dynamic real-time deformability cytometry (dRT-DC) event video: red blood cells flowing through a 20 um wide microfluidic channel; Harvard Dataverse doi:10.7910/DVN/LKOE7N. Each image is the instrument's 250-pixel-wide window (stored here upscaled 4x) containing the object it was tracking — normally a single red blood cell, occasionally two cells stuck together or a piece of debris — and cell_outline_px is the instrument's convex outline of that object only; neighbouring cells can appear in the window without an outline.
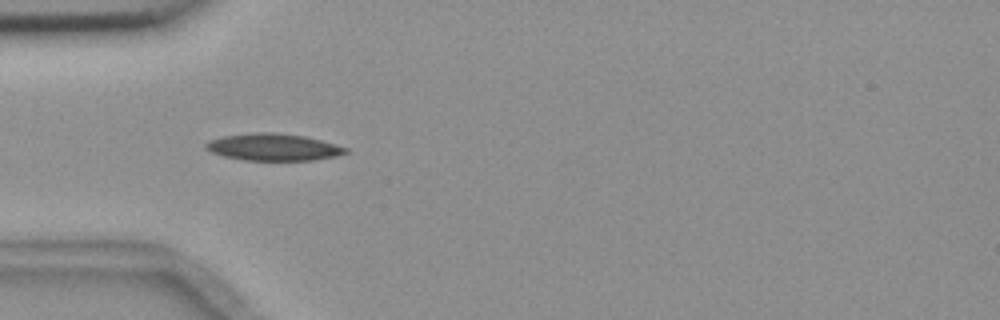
{"species": "common noctule bat (a hibernating species)", "species_latin": "Nyctalus noctula", "temperature_condition": "room temperature", "stored_images_in_passage": 6, "camera_frame_rate_fps": 3000, "um_per_image_px": 0.085, "animal": {"sex": "female", "body_mass_g": 18.4}, "frame": {"image": 1, "passage_image": 5, "time_ms": 4.667, "image_size_px": [1000, 320], "cell_outline_px": [[348, 152], [336, 156], [312, 160], [244, 160], [224, 156], [212, 152], [204, 148], [204, 144], [208, 140], [224, 136], [256, 132], [276, 132], [304, 136], [336, 144], [348, 148]], "centroid_in_image_um": [23.22, 12.5], "position_along_channel_um": 61.8, "area_um2": 21.96}}